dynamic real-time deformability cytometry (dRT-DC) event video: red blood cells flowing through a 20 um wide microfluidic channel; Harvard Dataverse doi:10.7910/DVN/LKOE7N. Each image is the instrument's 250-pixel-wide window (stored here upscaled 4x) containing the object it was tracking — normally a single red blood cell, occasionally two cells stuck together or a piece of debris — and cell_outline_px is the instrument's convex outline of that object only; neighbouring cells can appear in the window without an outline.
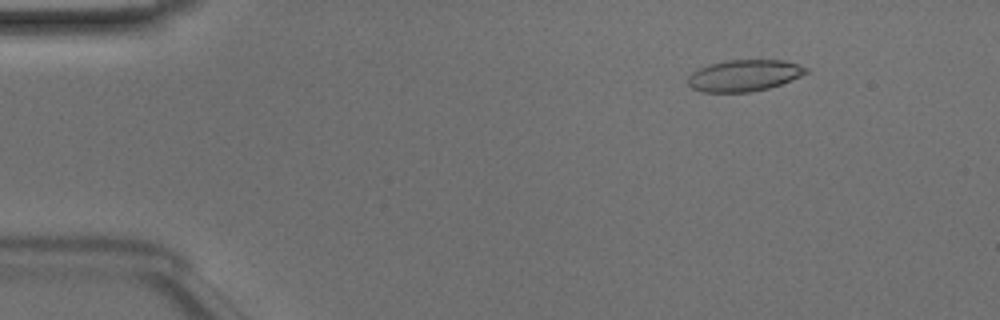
{"species": "Egyptian fruit bat (a non-hibernating species)", "species_latin": "Rousettus aegyptiacus", "temperature_condition": "room temperature", "stored_images_in_passage": 44, "camera_frame_rate_fps": 3000, "um_per_image_px": 0.085, "animal": {"sex": "male"}, "frame": {"image": 1, "passage_image": 1, "time_ms": 0.0, "image_size_px": [1000, 320], "cell_outline_px": [[808, 72], [800, 76], [780, 84], [768, 88], [752, 92], [704, 92], [692, 88], [688, 84], [688, 76], [692, 72], [708, 64], [728, 60], [784, 60], [808, 68]], "centroid_in_image_um": [63.23, 6.42], "position_along_channel_um": 21.8, "area_um2": 21.56}}
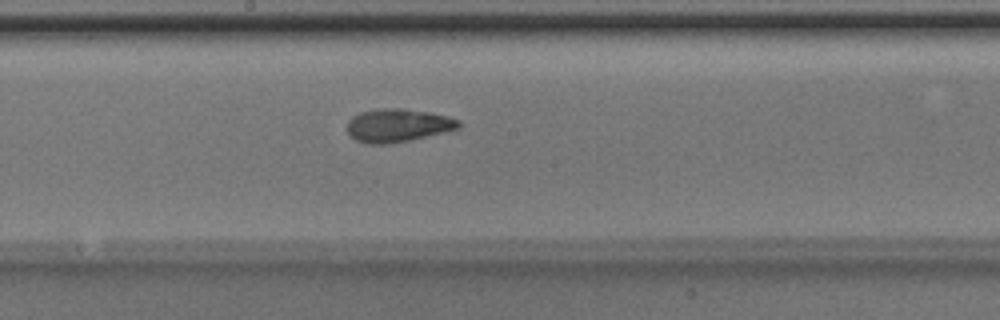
{"frame": {"image": 2, "passage_image": 21, "time_ms": 6.667, "image_size_px": [1000, 320], "cell_outline_px": [[460, 128], [408, 140], [384, 144], [368, 144], [356, 140], [348, 136], [348, 120], [352, 116], [360, 112], [384, 108], [400, 108], [428, 112], [448, 116], [460, 120]], "centroid_in_image_um": [33.78, 10.65], "position_along_channel_um": 214.4, "area_um2": 21.39}}
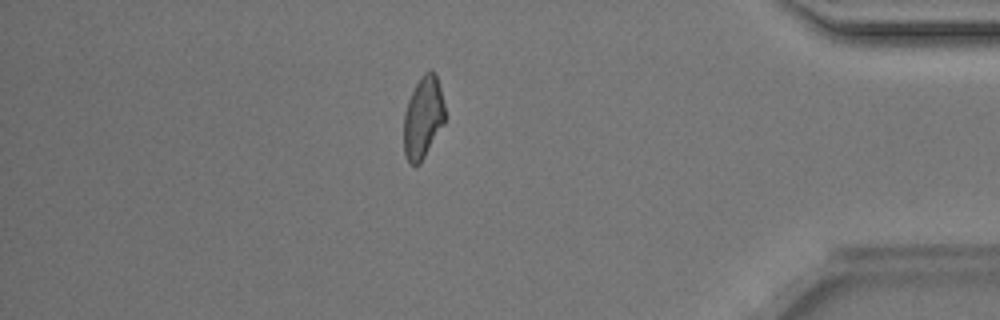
{"frame": {"image": 3, "passage_image": 37, "time_ms": 12.0, "image_size_px": [1000, 320], "cell_outline_px": [[444, 124], [420, 164], [412, 164], [408, 160], [404, 152], [404, 112], [408, 100], [420, 76], [424, 72], [432, 72], [436, 76], [440, 88], [444, 104]], "centroid_in_image_um": [35.95, 10.0], "position_along_channel_um": 399.2, "area_um2": 19.36}, "authors_computed_cell_mechanics": {"area_um2": 20.6346, "velocity_mm_per_s": 4.1346, "shape_relaxation_time_tau1_ms": 5.7247, "shape_relaxation_time_tau2_ms": 1.9148, "deformation_change_tau1": 0.1618, "deformation_change_tau2": 0.0824}}